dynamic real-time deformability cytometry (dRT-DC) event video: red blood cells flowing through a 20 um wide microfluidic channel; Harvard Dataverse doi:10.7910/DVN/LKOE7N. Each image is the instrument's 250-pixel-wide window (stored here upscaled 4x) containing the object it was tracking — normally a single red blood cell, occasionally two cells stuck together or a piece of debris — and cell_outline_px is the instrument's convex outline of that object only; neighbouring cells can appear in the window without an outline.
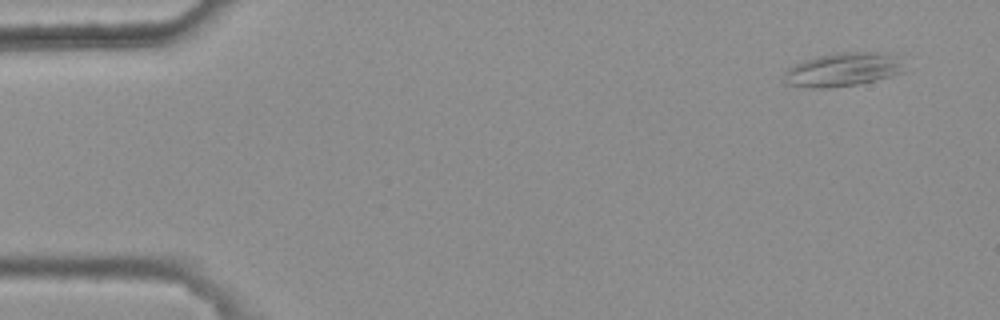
{"species": "common noctule bat (a hibernating species)", "species_latin": "Nyctalus noctula", "temperature_condition": "warm", "stored_images_in_passage": 5, "camera_frame_rate_fps": 3000, "um_per_image_px": 0.085, "animal": {"sex": "female", "body_mass_g": 25.1}, "frame": {"image": 1, "passage_image": 1, "time_ms": 0.0, "image_size_px": [1000, 320], "cell_outline_px": [[904, 72], [892, 76], [876, 80], [856, 84], [828, 88], [812, 88], [788, 84], [784, 80], [784, 72], [788, 68], [804, 60], [820, 56], [840, 52], [900, 52]], "centroid_in_image_um": [71.75, 5.89], "position_along_channel_um": 13.3, "area_um2": 23.87}}
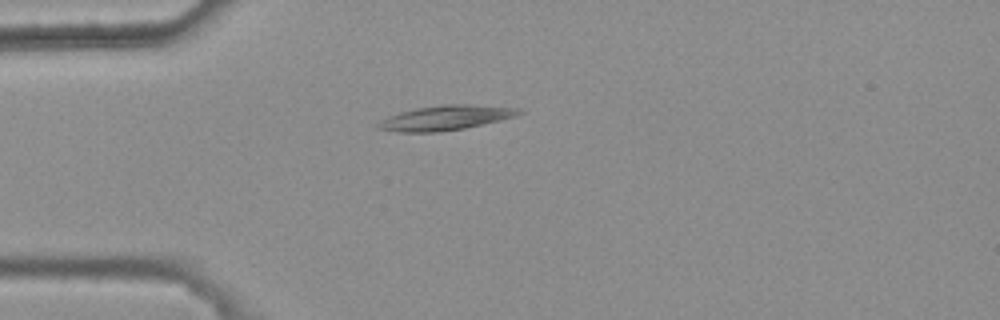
{"frame": {"image": 2, "passage_image": 4, "time_ms": 1.0, "image_size_px": [1000, 320], "cell_outline_px": [[524, 112], [516, 116], [500, 120], [464, 128], [440, 132], [396, 132], [376, 128], [376, 124], [388, 116], [400, 112], [416, 108], [444, 104], [468, 104], [520, 108]], "centroid_in_image_um": [37.87, 10.01], "position_along_channel_um": 47.1, "area_um2": 20.29}}